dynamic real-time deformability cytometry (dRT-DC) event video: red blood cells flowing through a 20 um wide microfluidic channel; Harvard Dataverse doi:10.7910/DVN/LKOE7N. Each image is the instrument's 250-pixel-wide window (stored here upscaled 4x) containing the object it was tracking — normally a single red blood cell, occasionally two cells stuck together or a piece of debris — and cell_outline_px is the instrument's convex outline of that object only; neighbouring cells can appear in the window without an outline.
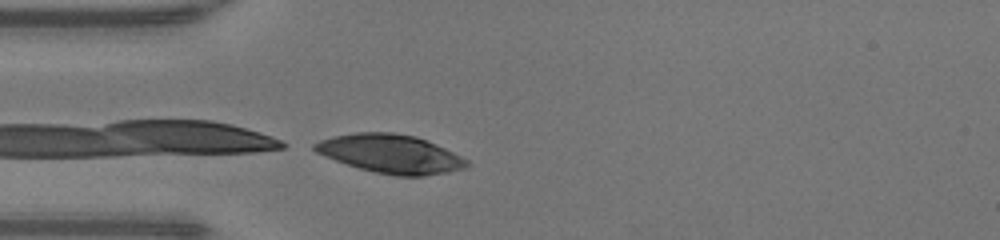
{"species": "human", "species_latin": "Homo sapiens", "temperature_condition": "warm", "stored_images_in_passage": 2, "camera_frame_rate_fps": 3000, "um_per_image_px": 0.085, "donor": {"sex": "male"}, "frame": {"image": 1, "passage_image": 2, "time_ms": 0.333, "image_size_px": [1000, 240], "cell_outline_px": [[472, 164], [468, 168], [448, 172], [424, 176], [396, 176], [376, 172], [360, 168], [336, 160], [316, 152], [312, 148], [312, 144], [320, 140], [332, 136], [356, 132], [392, 132], [416, 136], [436, 144], [468, 160]], "centroid_in_image_um": [33.23, 13.07], "position_along_channel_um": 51.8, "area_um2": 34.22}}